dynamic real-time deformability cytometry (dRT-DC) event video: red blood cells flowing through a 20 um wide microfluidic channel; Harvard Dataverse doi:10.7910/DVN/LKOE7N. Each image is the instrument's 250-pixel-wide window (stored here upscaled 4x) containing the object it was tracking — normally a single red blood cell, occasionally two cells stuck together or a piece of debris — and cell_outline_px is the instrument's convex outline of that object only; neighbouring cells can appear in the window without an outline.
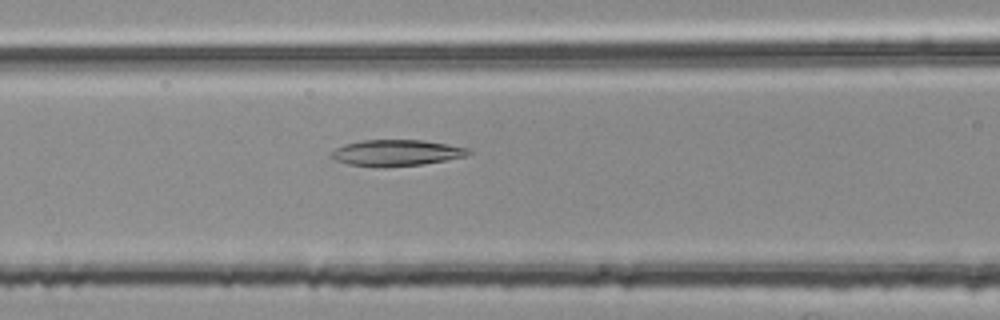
{"species": "common noctule bat (a hibernating species)", "species_latin": "Nyctalus noctula", "temperature_condition": "room temperature", "stored_images_in_passage": 38, "camera_frame_rate_fps": 3000, "um_per_image_px": 0.085, "animal": {"sex": "female", "body_mass_g": 25.1}, "frame": {"image": 1, "passage_image": 6, "time_ms": 1.667, "image_size_px": [1000, 320], "cell_outline_px": [[472, 152], [468, 156], [420, 164], [384, 168], [348, 164], [336, 160], [328, 156], [328, 152], [344, 144], [364, 140], [420, 140], [448, 144], [468, 148]], "centroid_in_image_um": [33.65, 12.99], "position_along_channel_um": 133.0, "area_um2": 21.04}}
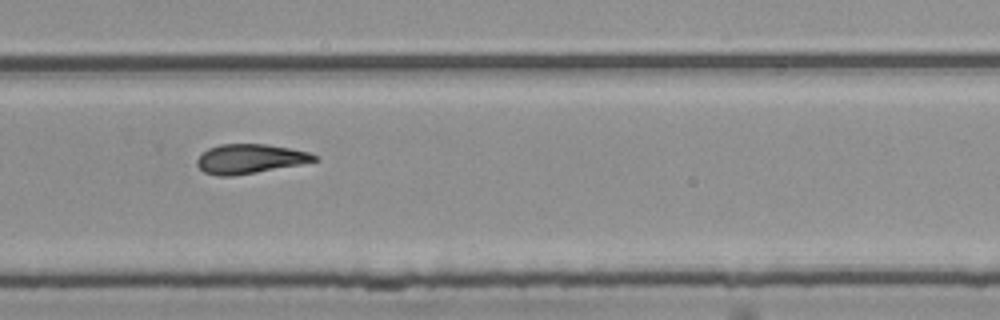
{"frame": {"image": 2, "passage_image": 20, "time_ms": 6.333, "image_size_px": [1000, 320], "cell_outline_px": [[320, 160], [300, 164], [256, 172], [232, 176], [216, 176], [204, 172], [196, 164], [196, 160], [208, 148], [220, 144], [268, 144], [308, 152], [320, 156]], "centroid_in_image_um": [21.25, 13.5], "position_along_channel_um": 308.6, "area_um2": 20.06}}
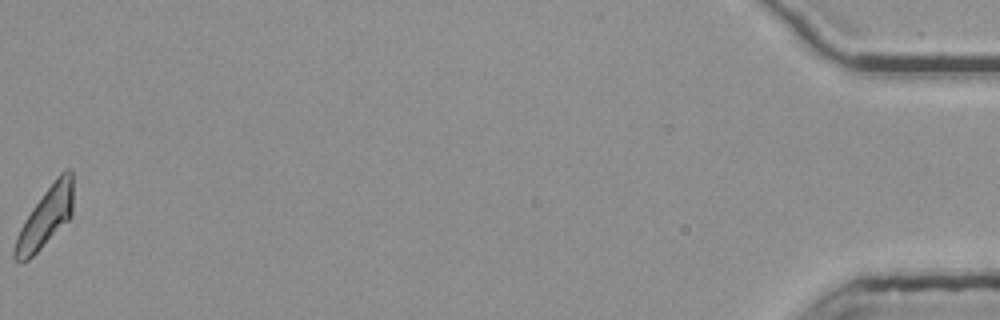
{"frame": {"image": 3, "passage_image": 38, "time_ms": 12.333, "image_size_px": [1000, 320], "cell_outline_px": [[72, 216], [28, 260], [12, 260], [12, 248], [16, 236], [24, 220], [32, 208], [56, 176], [60, 172], [68, 168], [72, 168]], "centroid_in_image_um": [3.84, 18.45], "position_along_channel_um": 431.4, "area_um2": 20.17}, "authors_computed_cell_mechanics": {"area_um2": 20.23, "velocity_mm_per_s": 3.7731, "shape_relaxation_time_tau1_ms": null, "shape_relaxation_time_tau2_ms": 4.7671, "deformation_change_tau1": null, "deformation_change_tau2": 0.1368}}